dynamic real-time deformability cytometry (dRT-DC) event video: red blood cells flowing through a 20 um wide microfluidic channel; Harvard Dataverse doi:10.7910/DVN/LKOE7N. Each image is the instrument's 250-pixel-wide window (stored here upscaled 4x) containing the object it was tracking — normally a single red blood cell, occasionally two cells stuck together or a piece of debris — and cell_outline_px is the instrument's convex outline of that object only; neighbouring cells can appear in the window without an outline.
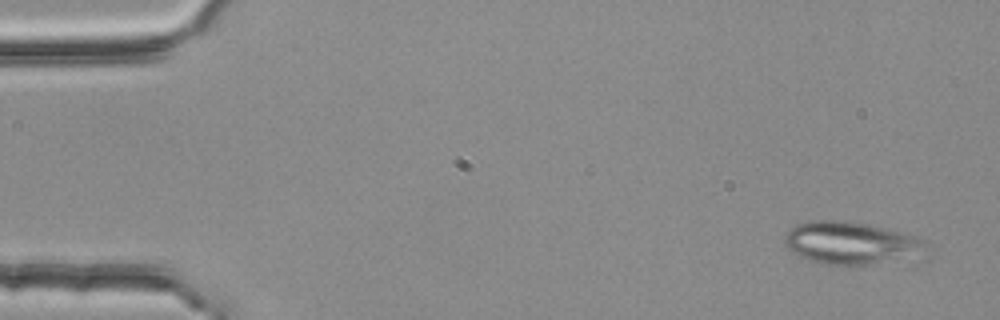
{"species": "common noctule bat (a hibernating species)", "species_latin": "Nyctalus noctula", "temperature_condition": "room temperature", "stored_images_in_passage": 6, "camera_frame_rate_fps": 3000, "um_per_image_px": 0.085, "animal": {"sex": "female", "body_mass_g": 25.1}, "frame": {"image": 1, "passage_image": 1, "time_ms": 0.0, "image_size_px": [1000, 320], "cell_outline_px": [[924, 240], [916, 244], [876, 260], [864, 264], [824, 264], [808, 260], [792, 252], [784, 244], [784, 236], [796, 224], [808, 220], [840, 220], [868, 224], [884, 228], [912, 236]], "centroid_in_image_um": [71.81, 20.55], "position_along_channel_um": 13.2, "area_um2": 31.39}}